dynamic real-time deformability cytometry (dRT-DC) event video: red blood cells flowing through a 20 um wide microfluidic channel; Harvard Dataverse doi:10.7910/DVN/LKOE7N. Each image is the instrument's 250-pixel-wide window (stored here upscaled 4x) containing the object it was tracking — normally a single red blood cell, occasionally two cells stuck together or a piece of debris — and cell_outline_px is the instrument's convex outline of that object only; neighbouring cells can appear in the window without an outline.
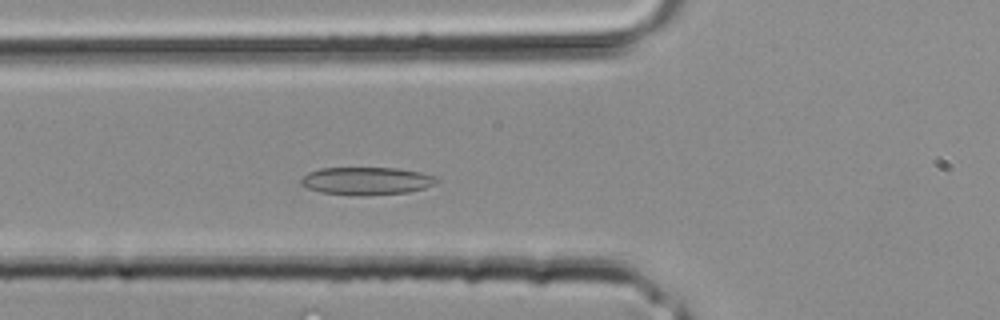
{"species": "common noctule bat (a hibernating species)", "species_latin": "Nyctalus noctula", "temperature_condition": "room temperature", "stored_images_in_passage": 31, "camera_frame_rate_fps": 3000, "um_per_image_px": 0.085, "animal": {"sex": "male", "body_mass_g": 20.4}, "frame": {"image": 1, "passage_image": 9, "time_ms": 2.667, "image_size_px": [1000, 320], "cell_outline_px": [[436, 180], [432, 184], [424, 188], [408, 192], [364, 196], [356, 196], [320, 192], [308, 188], [300, 184], [300, 180], [308, 172], [320, 168], [396, 168], [420, 172], [436, 176]], "centroid_in_image_um": [31.1, 15.38], "position_along_channel_um": 94.7, "area_um2": 21.91}}
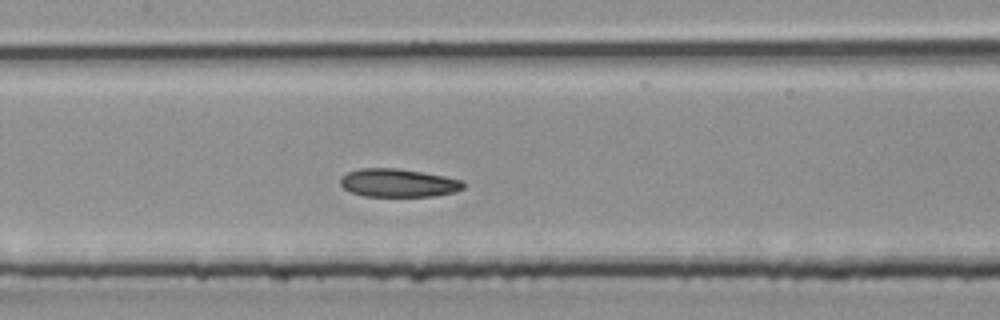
{"frame": {"image": 2, "passage_image": 13, "time_ms": 4.0, "image_size_px": [1000, 320], "cell_outline_px": [[464, 188], [456, 192], [432, 196], [364, 196], [352, 192], [344, 188], [340, 184], [340, 176], [348, 172], [360, 168], [396, 168], [444, 176], [464, 180]], "centroid_in_image_um": [33.85, 15.55], "position_along_channel_um": 173.5, "area_um2": 20.23}}
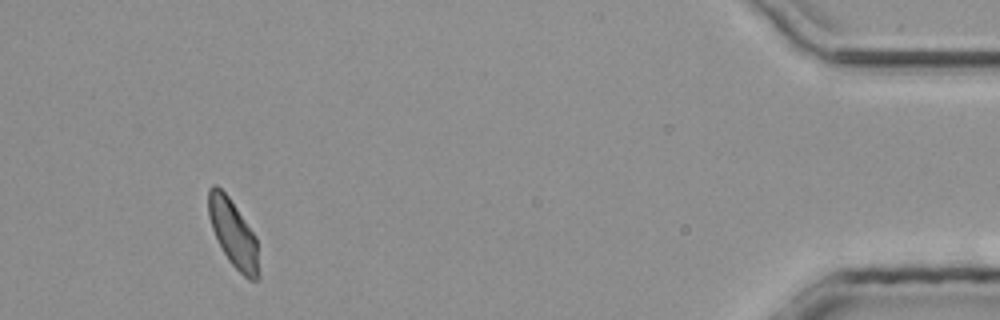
{"frame": {"image": 3, "passage_image": 29, "time_ms": 9.333, "image_size_px": [1000, 320], "cell_outline_px": [[260, 280], [248, 280], [228, 260], [212, 228], [208, 216], [208, 188], [212, 184], [216, 184], [228, 196], [256, 236], [260, 272]], "centroid_in_image_um": [19.85, 19.86], "position_along_channel_um": 415.4, "area_um2": 19.71}}